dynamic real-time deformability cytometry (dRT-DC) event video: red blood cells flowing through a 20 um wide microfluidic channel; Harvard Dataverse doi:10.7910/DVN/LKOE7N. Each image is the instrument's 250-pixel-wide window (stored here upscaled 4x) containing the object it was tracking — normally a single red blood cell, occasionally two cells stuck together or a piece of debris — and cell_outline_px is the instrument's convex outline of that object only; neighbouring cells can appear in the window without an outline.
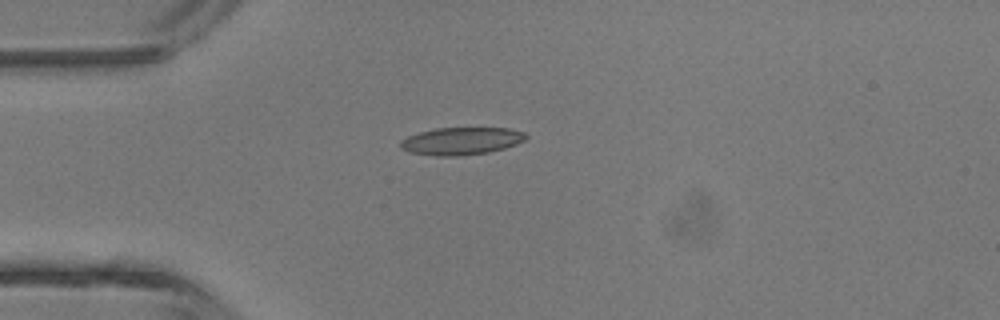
{"species": "common noctule bat (a hibernating species)", "species_latin": "Nyctalus noctula", "temperature_condition": "room temperature", "stored_images_in_passage": 4, "camera_frame_rate_fps": 3000, "um_per_image_px": 0.085, "animal": {"sex": "male", "body_mass_g": 13.3}, "frame": {"image": 1, "passage_image": 4, "time_ms": 3.667, "image_size_px": [1000, 320], "cell_outline_px": [[528, 136], [524, 140], [516, 144], [504, 148], [488, 152], [460, 156], [436, 156], [408, 152], [400, 148], [400, 140], [408, 136], [420, 132], [436, 128], [508, 128], [524, 132]], "centroid_in_image_um": [39.19, 11.99], "position_along_channel_um": 45.8, "area_um2": 20.11}}